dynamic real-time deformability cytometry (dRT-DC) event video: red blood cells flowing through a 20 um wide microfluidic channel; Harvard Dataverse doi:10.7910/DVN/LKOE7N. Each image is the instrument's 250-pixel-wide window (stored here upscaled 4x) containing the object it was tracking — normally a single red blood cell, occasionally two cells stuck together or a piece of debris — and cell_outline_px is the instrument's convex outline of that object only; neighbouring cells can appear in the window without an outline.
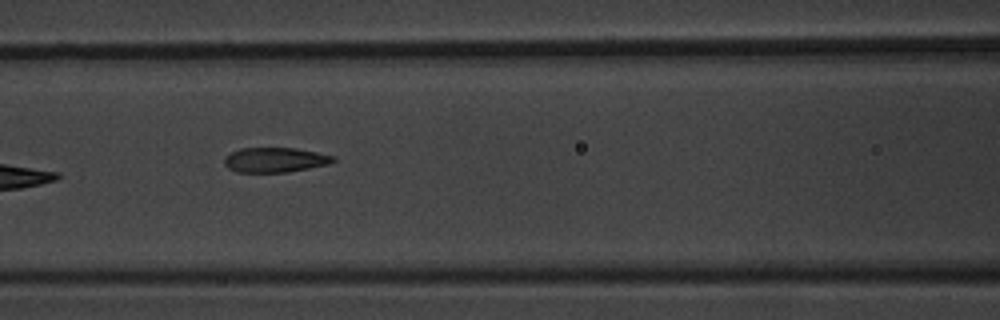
{"species": "common noctule bat (a hibernating species)", "species_latin": "Nyctalus noctula", "temperature_condition": "warm", "stored_images_in_passage": 8, "camera_frame_rate_fps": 3000, "um_per_image_px": 0.085, "animal": {"sex": "male", "body_mass_g": 20.1, "forearm_length_mm": 53.5}, "frame": {"image": 1, "passage_image": 6, "time_ms": 6.0, "image_size_px": [1000, 320], "cell_outline_px": [[336, 160], [328, 164], [288, 172], [236, 172], [228, 168], [224, 164], [224, 156], [240, 148], [296, 148], [336, 156]], "centroid_in_image_um": [23.36, 13.59], "position_along_channel_um": 143.2, "area_um2": 15.78}}